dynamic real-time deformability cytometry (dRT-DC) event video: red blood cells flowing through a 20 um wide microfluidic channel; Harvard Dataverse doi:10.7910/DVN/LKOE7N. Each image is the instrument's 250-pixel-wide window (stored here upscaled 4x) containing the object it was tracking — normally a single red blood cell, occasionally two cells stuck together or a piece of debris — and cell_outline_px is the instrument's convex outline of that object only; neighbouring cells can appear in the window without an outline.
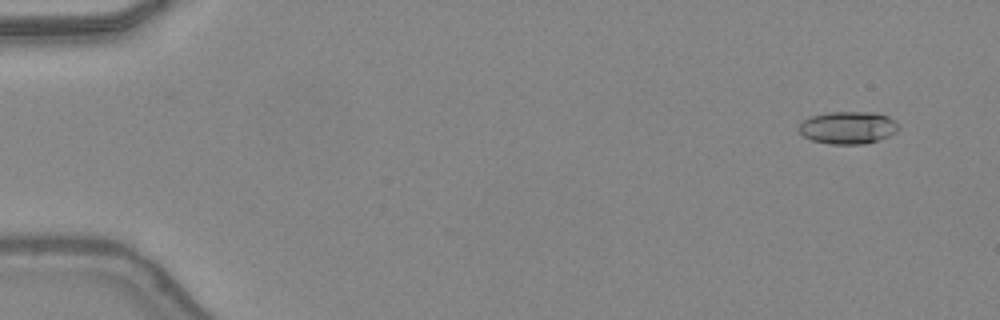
{"species": "common noctule bat (a hibernating species)", "species_latin": "Nyctalus noctula", "temperature_condition": "warm", "stored_images_in_passage": 48, "camera_frame_rate_fps": 3000, "um_per_image_px": 0.085, "animal": {"sex": "female", "body_mass_g": 24.6, "forearm_length_mm": 56.2}, "frame": {"image": 1, "passage_image": 4, "time_ms": 1.0, "image_size_px": [1000, 320], "cell_outline_px": [[900, 128], [896, 132], [880, 140], [864, 144], [832, 144], [812, 140], [804, 136], [796, 128], [804, 120], [812, 116], [828, 112], [872, 112], [888, 116], [900, 124]], "centroid_in_image_um": [72.1, 10.85], "position_along_channel_um": 12.9, "area_um2": 18.96}}
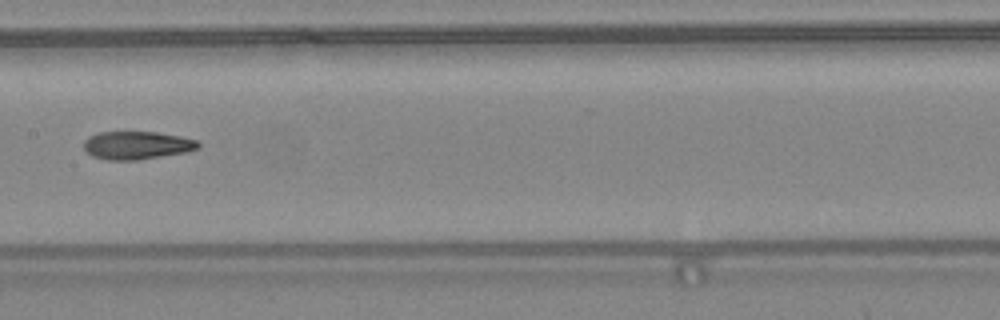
{"frame": {"image": 2, "passage_image": 26, "time_ms": 8.333, "image_size_px": [1000, 320], "cell_outline_px": [[200, 148], [188, 152], [136, 160], [108, 160], [92, 156], [84, 148], [84, 140], [88, 136], [96, 132], [156, 132], [180, 136], [196, 140], [200, 144]], "centroid_in_image_um": [11.63, 12.35], "position_along_channel_um": 195.8, "area_um2": 18.79}}
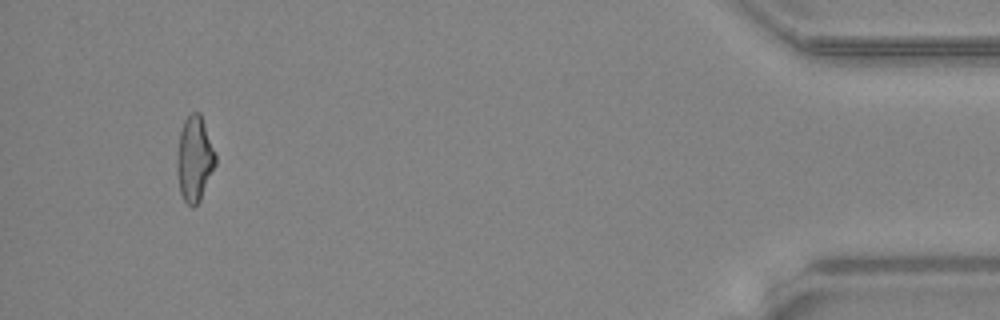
{"frame": {"image": 3, "passage_image": 46, "time_ms": 15.0, "image_size_px": [1000, 320], "cell_outline_px": [[216, 164], [200, 200], [192, 208], [184, 200], [180, 192], [176, 172], [176, 156], [180, 132], [184, 120], [192, 112], [200, 112], [216, 152]], "centroid_in_image_um": [16.53, 13.49], "position_along_channel_um": 418.7, "area_um2": 19.31}, "authors_computed_cell_mechanics": {"area_um2": 18.9584, "velocity_mm_per_s": 4.41, "shape_relaxation_time_tau1_ms": 7.6112, "shape_relaxation_time_tau2_ms": 3.4613, "deformation_change_tau1": 0.2314, "deformation_change_tau2": 0.1389}}